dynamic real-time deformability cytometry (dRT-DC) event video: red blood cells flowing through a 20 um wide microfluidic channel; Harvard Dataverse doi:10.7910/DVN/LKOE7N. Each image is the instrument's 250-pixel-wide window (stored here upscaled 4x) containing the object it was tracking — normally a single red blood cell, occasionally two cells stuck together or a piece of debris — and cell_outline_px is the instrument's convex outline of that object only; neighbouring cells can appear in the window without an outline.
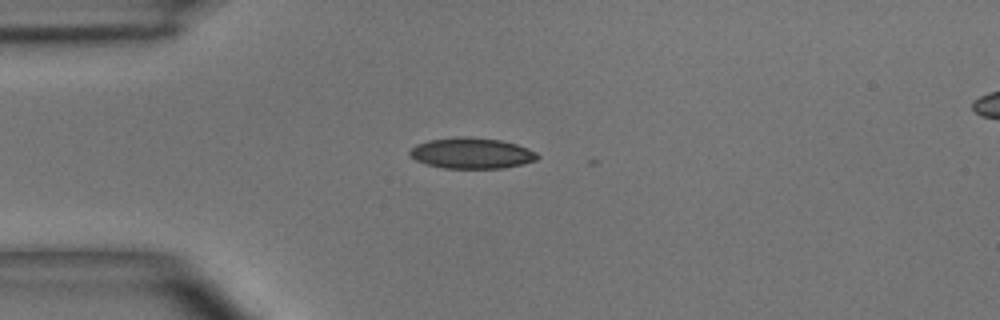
{"species": "common noctule bat (a hibernating species)", "species_latin": "Nyctalus noctula", "temperature_condition": "room temperature", "stored_images_in_passage": 2, "camera_frame_rate_fps": 3000, "um_per_image_px": 0.085, "animal": {"sex": "male", "body_mass_g": 15.6}, "frame": {"image": 1, "passage_image": 1, "time_ms": 0.0, "image_size_px": [1000, 320], "cell_outline_px": [[540, 156], [536, 160], [504, 168], [444, 168], [428, 164], [416, 160], [408, 152], [416, 144], [428, 140], [456, 136], [464, 136], [500, 140], [516, 144], [528, 148], [536, 152]], "centroid_in_image_um": [40.09, 13.01], "position_along_channel_um": 44.9, "area_um2": 22.83}}